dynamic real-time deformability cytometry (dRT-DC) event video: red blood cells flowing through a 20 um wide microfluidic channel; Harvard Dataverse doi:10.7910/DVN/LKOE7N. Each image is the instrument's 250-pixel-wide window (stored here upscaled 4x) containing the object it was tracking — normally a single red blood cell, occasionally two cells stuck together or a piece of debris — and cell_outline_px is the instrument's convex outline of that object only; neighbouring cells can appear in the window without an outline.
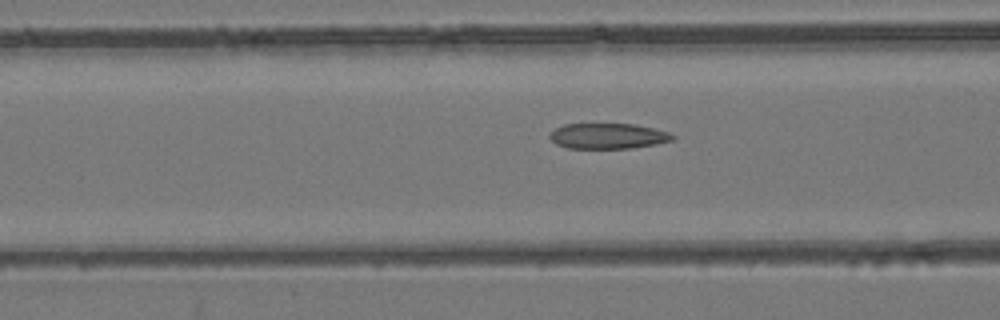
{"species": "common noctule bat (a hibernating species)", "species_latin": "Nyctalus noctula", "temperature_condition": "room temperature", "stored_images_in_passage": 55, "camera_frame_rate_fps": 3000, "um_per_image_px": 0.085, "animal": {"sex": "female", "body_mass_g": 24.6, "forearm_length_mm": 56.2}, "frame": {"image": 1, "passage_image": 22, "time_ms": 7.0, "image_size_px": [1000, 320], "cell_outline_px": [[676, 136], [672, 140], [656, 144], [632, 148], [568, 148], [556, 144], [548, 136], [548, 132], [564, 124], [636, 124], [668, 132]], "centroid_in_image_um": [51.65, 11.56], "position_along_channel_um": 115.0, "area_um2": 18.26}}
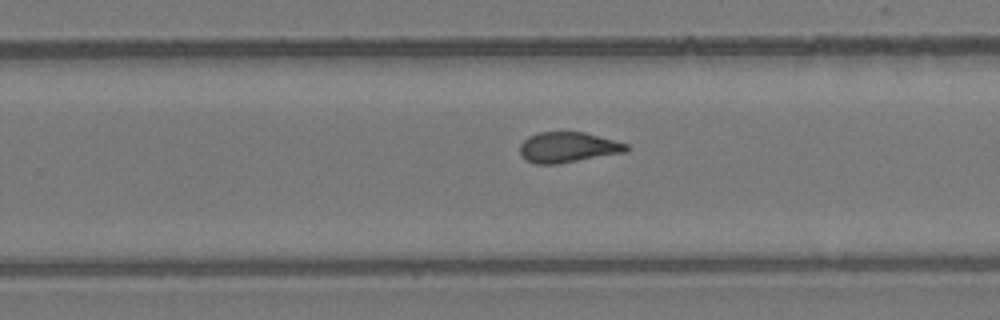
{"frame": {"image": 2, "passage_image": 35, "time_ms": 11.333, "image_size_px": [1000, 320], "cell_outline_px": [[628, 148], [624, 152], [556, 164], [536, 164], [520, 156], [520, 144], [528, 136], [540, 132], [584, 132], [628, 144]], "centroid_in_image_um": [48.23, 12.51], "position_along_channel_um": 281.6, "area_um2": 18.61}}
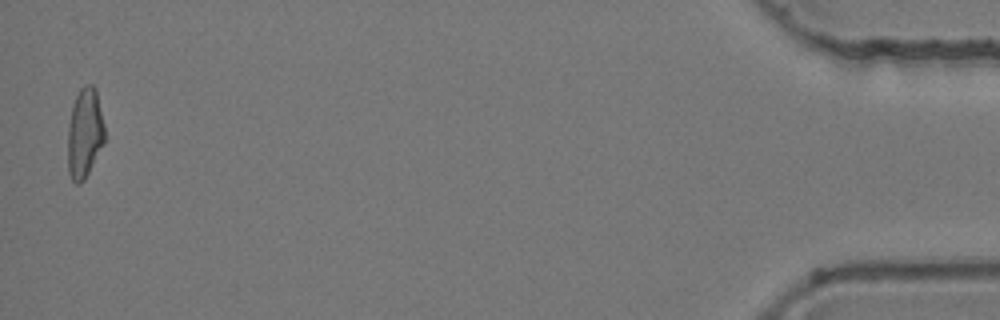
{"frame": {"image": 3, "passage_image": 54, "time_ms": 17.667, "image_size_px": [1000, 320], "cell_outline_px": [[104, 144], [84, 180], [80, 184], [76, 184], [72, 180], [68, 172], [68, 124], [72, 108], [76, 96], [80, 88], [84, 84], [92, 84], [96, 88], [104, 124]], "centroid_in_image_um": [7.2, 11.31], "position_along_channel_um": 428.0, "area_um2": 19.42}, "authors_computed_cell_mechanics": {"area_um2": 19.5364, "velocity_mm_per_s": 3.8589, "shape_relaxation_time_tau1_ms": null, "shape_relaxation_time_tau2_ms": 1.8576, "deformation_change_tau1": null, "deformation_change_tau2": 0.0968}}